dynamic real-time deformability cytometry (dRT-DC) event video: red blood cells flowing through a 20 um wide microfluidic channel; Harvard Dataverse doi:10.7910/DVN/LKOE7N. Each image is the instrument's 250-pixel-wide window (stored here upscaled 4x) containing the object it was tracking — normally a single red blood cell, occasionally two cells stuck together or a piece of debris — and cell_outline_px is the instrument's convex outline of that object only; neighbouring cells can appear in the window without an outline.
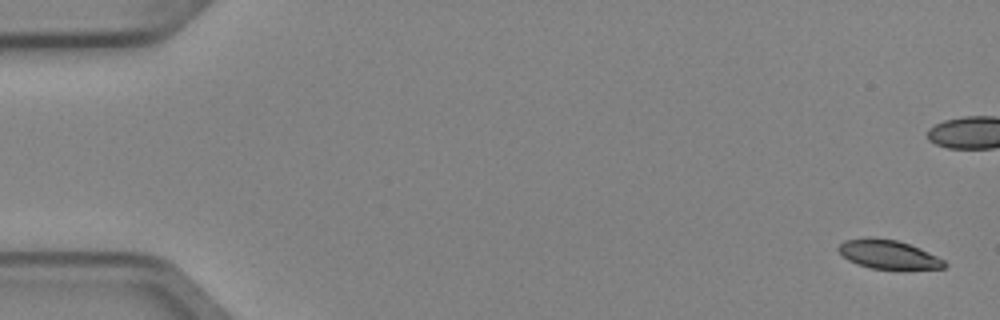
{"species": "Egyptian fruit bat (a non-hibernating species)", "species_latin": "Rousettus aegyptiacus", "temperature_condition": "cold", "stored_images_in_passage": 5, "camera_frame_rate_fps": 3000, "um_per_image_px": 0.085, "animal": {"sex": "female"}, "frame": {"image": 1, "passage_image": 1, "time_ms": 0.0, "image_size_px": [1000, 320], "cell_outline_px": [[948, 264], [944, 268], [872, 268], [848, 260], [836, 248], [844, 240], [896, 240], [920, 248], [944, 260]], "centroid_in_image_um": [75.55, 21.65], "position_along_channel_um": 9.5, "area_um2": 16.7}}